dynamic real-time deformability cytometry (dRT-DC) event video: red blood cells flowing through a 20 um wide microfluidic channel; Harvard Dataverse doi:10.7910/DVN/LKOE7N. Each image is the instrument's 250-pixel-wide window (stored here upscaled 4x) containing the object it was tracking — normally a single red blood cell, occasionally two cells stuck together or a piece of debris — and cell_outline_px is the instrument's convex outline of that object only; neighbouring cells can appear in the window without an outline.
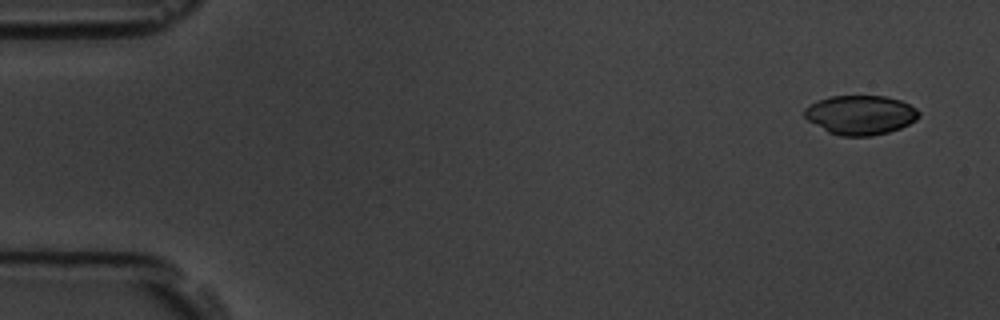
{"species": "common noctule bat (a hibernating species)", "species_latin": "Nyctalus noctula", "temperature_condition": "room temperature", "stored_images_in_passage": 5, "camera_frame_rate_fps": 3000, "um_per_image_px": 0.085, "animal": {"sex": "male", "body_mass_g": 19.5, "forearm_length_mm": 54.6}, "frame": {"image": 1, "passage_image": 1, "time_ms": 0.0, "image_size_px": [1000, 320], "cell_outline_px": [[920, 116], [916, 120], [900, 128], [888, 132], [872, 136], [840, 136], [828, 132], [808, 120], [804, 116], [804, 108], [808, 104], [816, 100], [832, 96], [884, 96], [900, 100], [916, 108], [920, 112]], "centroid_in_image_um": [73.12, 9.77], "position_along_channel_um": 11.9, "area_um2": 26.3}}
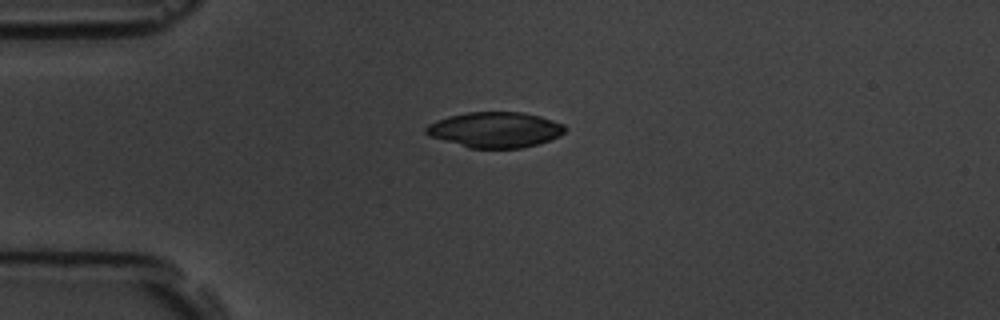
{"frame": {"image": 2, "passage_image": 4, "time_ms": 3.667, "image_size_px": [1000, 320], "cell_outline_px": [[568, 128], [560, 136], [536, 144], [520, 148], [468, 148], [428, 136], [424, 132], [424, 128], [428, 124], [436, 120], [448, 116], [468, 112], [524, 112], [540, 116], [564, 124]], "centroid_in_image_um": [42.06, 11.02], "position_along_channel_um": 42.9, "area_um2": 28.96}}